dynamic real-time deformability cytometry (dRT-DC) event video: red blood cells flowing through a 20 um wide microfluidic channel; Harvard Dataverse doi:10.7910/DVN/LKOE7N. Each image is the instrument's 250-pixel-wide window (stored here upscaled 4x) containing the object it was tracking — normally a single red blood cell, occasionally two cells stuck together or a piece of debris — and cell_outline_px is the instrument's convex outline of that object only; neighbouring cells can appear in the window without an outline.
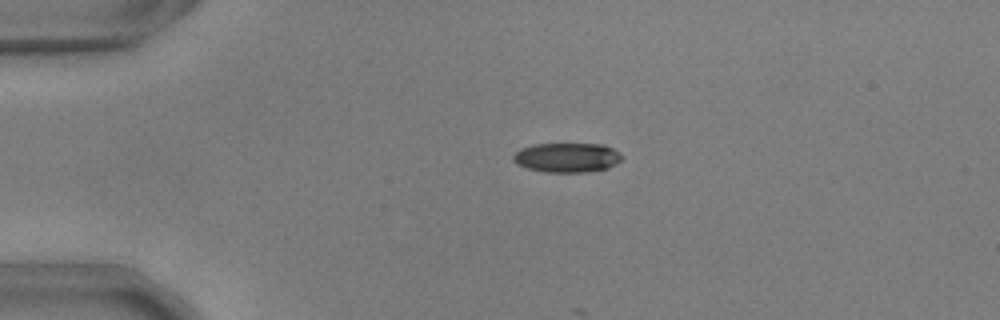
{"species": "common noctule bat (a hibernating species)", "species_latin": "Nyctalus noctula", "temperature_condition": "warm", "stored_images_in_passage": 8, "camera_frame_rate_fps": 3000, "um_per_image_px": 0.085, "animal": {"sex": "male", "body_mass_g": 17.9, "forearm_length_mm": 54.2}, "frame": {"image": 1, "passage_image": 1, "time_ms": 0.0, "image_size_px": [1000, 320], "cell_outline_px": [[624, 156], [616, 164], [608, 168], [588, 172], [544, 172], [528, 168], [516, 164], [512, 160], [512, 156], [520, 148], [532, 144], [604, 144], [620, 152]], "centroid_in_image_um": [48.2, 13.39], "position_along_channel_um": 36.8, "area_um2": 18.9}}